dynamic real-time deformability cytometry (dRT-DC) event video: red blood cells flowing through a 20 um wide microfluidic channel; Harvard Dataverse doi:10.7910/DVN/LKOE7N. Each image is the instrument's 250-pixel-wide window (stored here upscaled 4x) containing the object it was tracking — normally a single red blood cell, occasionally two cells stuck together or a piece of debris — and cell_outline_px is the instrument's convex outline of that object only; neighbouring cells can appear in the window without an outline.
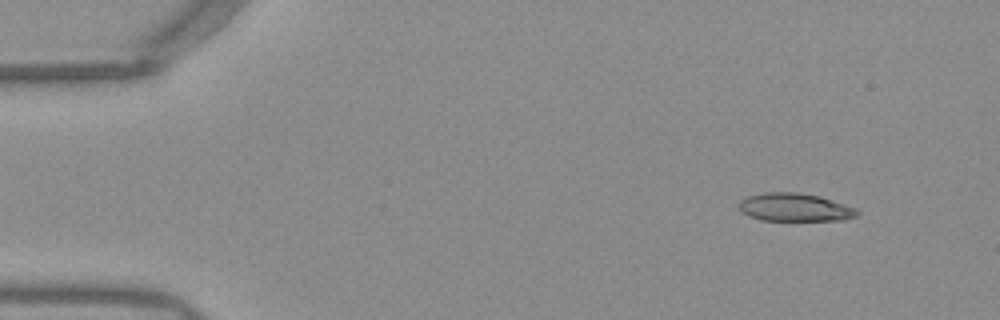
{"species": "Egyptian fruit bat (a non-hibernating species)", "species_latin": "Rousettus aegyptiacus", "temperature_condition": "warm", "stored_images_in_passage": 47, "camera_frame_rate_fps": 3000, "um_per_image_px": 0.085, "frame": {"image": 1, "passage_image": 1, "time_ms": 0.0, "image_size_px": [1000, 320], "cell_outline_px": [[860, 212], [856, 216], [844, 220], [760, 220], [748, 216], [740, 212], [740, 200], [748, 196], [764, 192], [796, 192], [820, 196], [856, 208]], "centroid_in_image_um": [67.55, 17.62], "position_along_channel_um": 17.5, "area_um2": 19.36}}
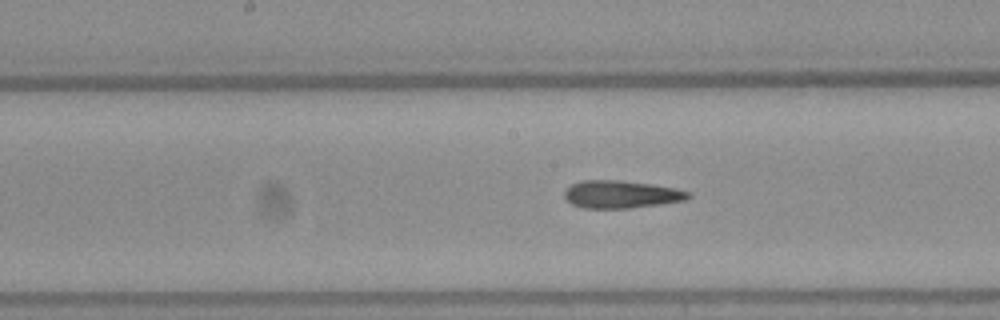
{"frame": {"image": 2, "passage_image": 22, "time_ms": 7.0, "image_size_px": [1000, 320], "cell_outline_px": [[692, 196], [684, 200], [660, 204], [628, 208], [584, 208], [572, 204], [564, 196], [564, 192], [572, 184], [580, 180], [620, 180], [652, 184], [676, 188], [688, 192]], "centroid_in_image_um": [52.79, 16.51], "position_along_channel_um": 195.4, "area_um2": 19.83}}
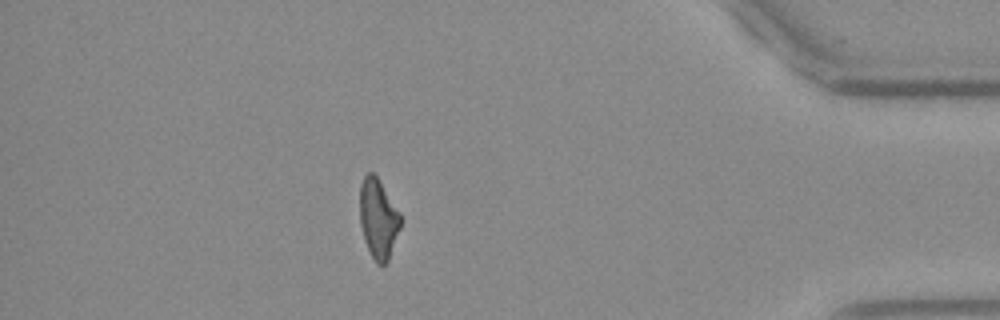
{"frame": {"image": 3, "passage_image": 41, "time_ms": 13.333, "image_size_px": [1000, 320], "cell_outline_px": [[400, 228], [388, 260], [384, 264], [376, 264], [364, 240], [360, 224], [360, 184], [364, 176], [368, 172], [372, 172], [376, 176], [400, 212]], "centroid_in_image_um": [32.14, 18.58], "position_along_channel_um": 403.1, "area_um2": 18.67}, "authors_computed_cell_mechanics": {"area_um2": 19.8254, "velocity_mm_per_s": 3.9675, "shape_relaxation_time_tau1_ms": null, "shape_relaxation_time_tau2_ms": 1.1352, "deformation_change_tau1": null, "deformation_change_tau2": 0.1039}}